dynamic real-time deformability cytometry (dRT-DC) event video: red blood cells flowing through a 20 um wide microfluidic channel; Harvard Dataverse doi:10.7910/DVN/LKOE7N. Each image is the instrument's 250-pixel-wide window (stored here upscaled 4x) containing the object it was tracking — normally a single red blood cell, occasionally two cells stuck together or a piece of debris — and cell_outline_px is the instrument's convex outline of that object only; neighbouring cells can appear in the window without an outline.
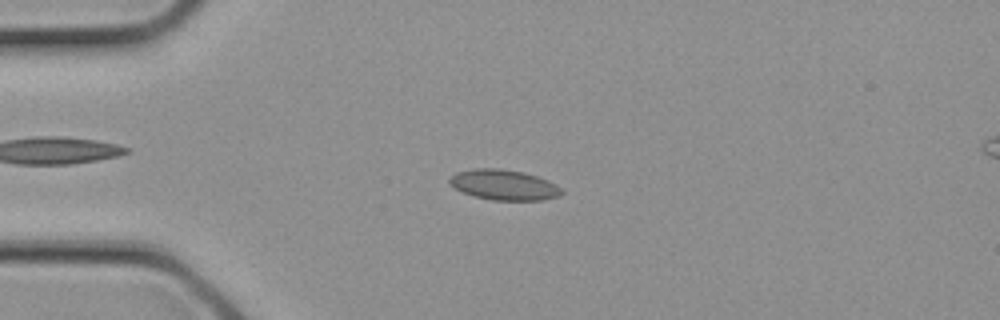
{"species": "common noctule bat (a hibernating species)", "species_latin": "Nyctalus noctula", "temperature_condition": "cold", "stored_images_in_passage": 10, "camera_frame_rate_fps": 3000, "um_per_image_px": 0.085, "animal": {"sex": "female", "body_mass_g": 21.9}, "frame": {"image": 1, "passage_image": 5, "time_ms": 1.333, "image_size_px": [1000, 320], "cell_outline_px": [[564, 192], [560, 196], [544, 200], [492, 200], [472, 196], [448, 184], [448, 176], [456, 172], [472, 168], [500, 168], [524, 172], [548, 180], [564, 188]], "centroid_in_image_um": [42.84, 15.71], "position_along_channel_um": 42.2, "area_um2": 20.23}}
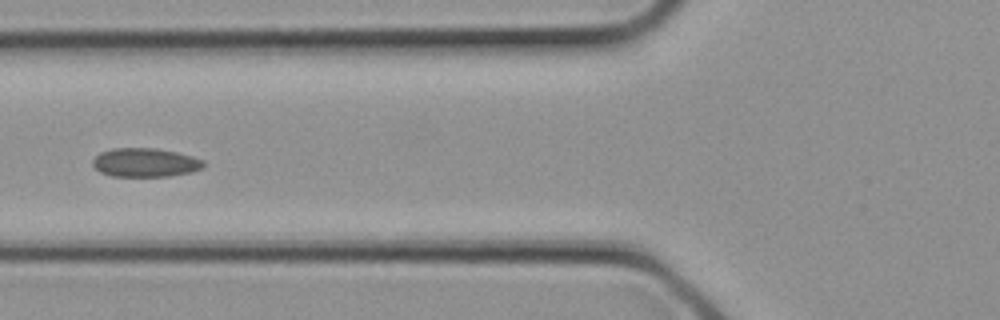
{"frame": {"image": 2, "passage_image": 9, "time_ms": 2.667, "image_size_px": [1000, 320], "cell_outline_px": [[204, 168], [192, 172], [168, 176], [112, 176], [100, 172], [92, 164], [92, 160], [100, 152], [112, 148], [156, 148], [176, 152], [192, 156], [204, 160]], "centroid_in_image_um": [12.35, 13.81], "position_along_channel_um": 113.4, "area_um2": 18.67}}